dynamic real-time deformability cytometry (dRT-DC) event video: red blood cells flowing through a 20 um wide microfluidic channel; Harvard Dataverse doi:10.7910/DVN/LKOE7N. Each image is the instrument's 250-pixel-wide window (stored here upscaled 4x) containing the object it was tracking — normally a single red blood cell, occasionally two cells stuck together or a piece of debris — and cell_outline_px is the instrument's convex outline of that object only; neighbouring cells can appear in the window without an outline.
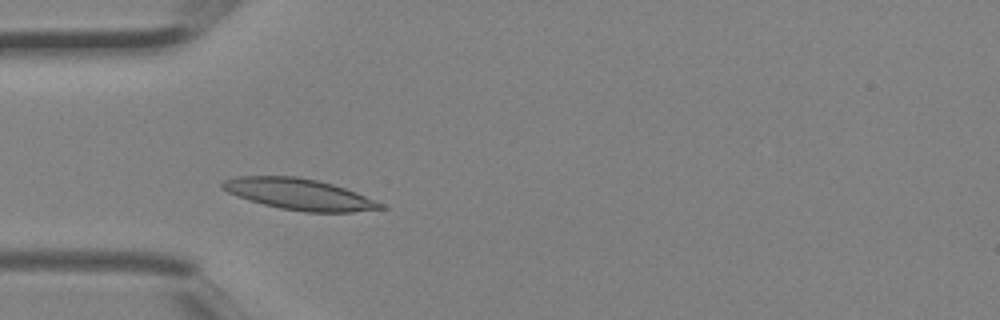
{"species": "Egyptian fruit bat (a non-hibernating species)", "species_latin": "Rousettus aegyptiacus", "temperature_condition": "room temperature", "stored_images_in_passage": 3, "camera_frame_rate_fps": 3000, "um_per_image_px": 0.085, "animal": {"sex": "female"}, "frame": {"image": 1, "passage_image": 2, "time_ms": 0.333, "image_size_px": [1000, 320], "cell_outline_px": [[388, 208], [352, 212], [304, 212], [280, 208], [264, 204], [228, 192], [220, 188], [220, 184], [224, 180], [236, 176], [296, 176], [316, 180], [332, 184], [356, 192], [376, 200], [384, 204]], "centroid_in_image_um": [25.46, 16.51], "position_along_channel_um": 59.5, "area_um2": 28.55}}
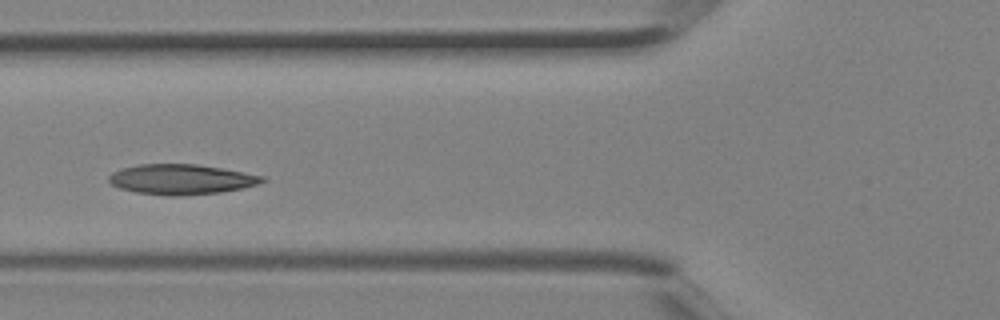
{"frame": {"image": 2, "passage_image": 3, "time_ms": 0.667, "image_size_px": [1000, 320], "cell_outline_px": [[268, 180], [256, 184], [240, 188], [220, 192], [180, 196], [168, 196], [136, 192], [120, 188], [112, 184], [108, 180], [108, 176], [112, 172], [120, 168], [140, 164], [196, 164], [244, 172], [264, 176]], "centroid_in_image_um": [15.37, 15.24], "position_along_channel_um": 110.4, "area_um2": 26.88}}